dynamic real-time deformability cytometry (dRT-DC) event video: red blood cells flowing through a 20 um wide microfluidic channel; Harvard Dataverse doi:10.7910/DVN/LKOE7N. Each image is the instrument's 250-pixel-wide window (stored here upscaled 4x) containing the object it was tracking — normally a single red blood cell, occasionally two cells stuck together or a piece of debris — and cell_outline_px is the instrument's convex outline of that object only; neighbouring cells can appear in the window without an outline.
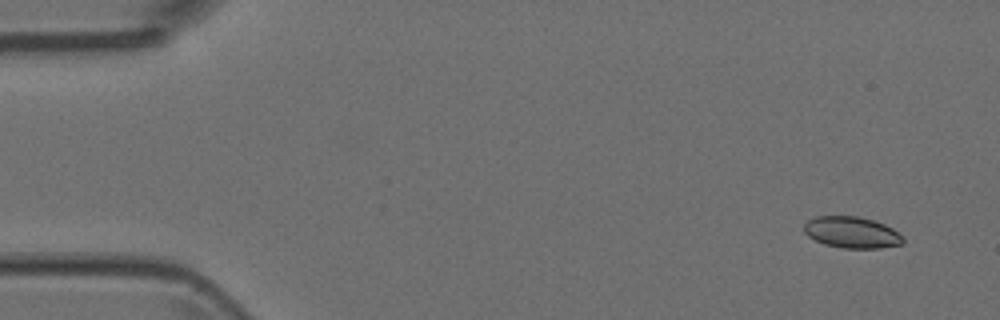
{"species": "Egyptian fruit bat (a non-hibernating species)", "species_latin": "Rousettus aegyptiacus", "temperature_condition": "room temperature", "stored_images_in_passage": 5, "camera_frame_rate_fps": 3000, "um_per_image_px": 0.085, "animal": {"sex": "female"}, "frame": {"image": 1, "passage_image": 2, "time_ms": 0.333, "image_size_px": [1000, 320], "cell_outline_px": [[904, 244], [880, 248], [844, 248], [824, 244], [808, 236], [804, 232], [804, 224], [808, 220], [816, 216], [856, 216], [872, 220], [884, 224], [892, 228], [904, 236]], "centroid_in_image_um": [72.42, 19.76], "position_along_channel_um": 12.6, "area_um2": 18.15}}